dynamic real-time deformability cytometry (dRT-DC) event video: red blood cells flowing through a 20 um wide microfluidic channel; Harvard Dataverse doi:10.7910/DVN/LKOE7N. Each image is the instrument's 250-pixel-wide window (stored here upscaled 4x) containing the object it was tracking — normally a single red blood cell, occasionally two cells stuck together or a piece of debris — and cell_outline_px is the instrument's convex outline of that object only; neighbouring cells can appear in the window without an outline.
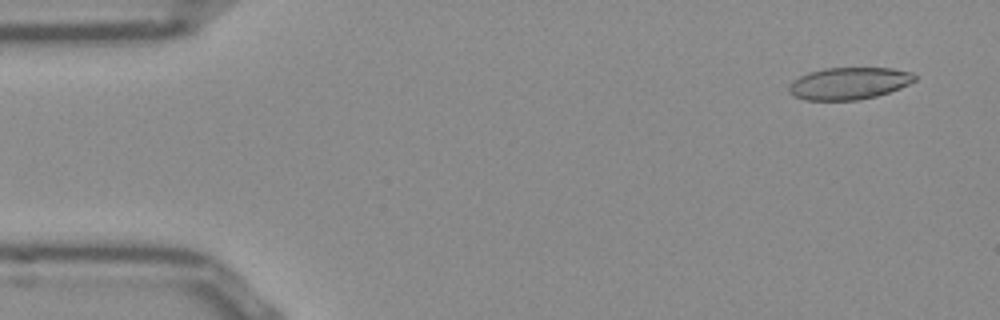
{"species": "Egyptian fruit bat (a non-hibernating species)", "species_latin": "Rousettus aegyptiacus", "temperature_condition": "room temperature", "stored_images_in_passage": 52, "camera_frame_rate_fps": 3000, "um_per_image_px": 0.085, "frame": {"image": 1, "passage_image": 3, "time_ms": 0.667, "image_size_px": [1000, 320], "cell_outline_px": [[916, 80], [900, 88], [876, 96], [860, 100], [804, 100], [792, 96], [788, 92], [788, 88], [792, 80], [808, 72], [824, 68], [892, 68], [912, 72], [916, 76]], "centroid_in_image_um": [72.13, 7.09], "position_along_channel_um": 12.9, "area_um2": 23.7}}
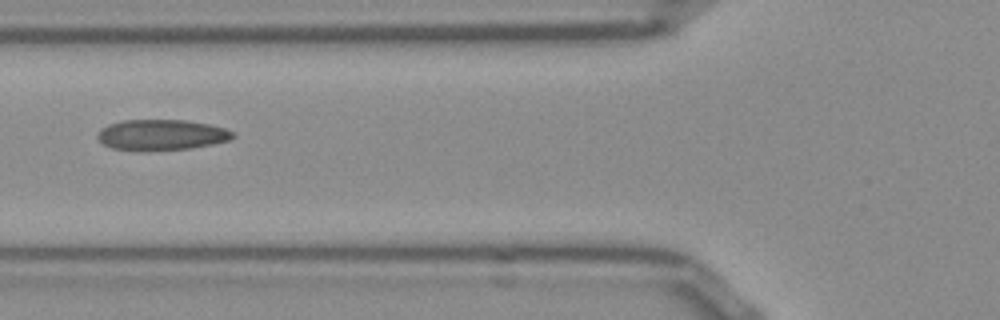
{"frame": {"image": 2, "passage_image": 19, "time_ms": 6.0, "image_size_px": [1000, 320], "cell_outline_px": [[236, 136], [228, 140], [212, 144], [188, 148], [144, 152], [140, 152], [112, 148], [104, 144], [96, 136], [96, 132], [100, 128], [108, 124], [124, 120], [184, 120], [208, 124], [224, 128], [232, 132]], "centroid_in_image_um": [13.65, 11.47], "position_along_channel_um": 112.1, "area_um2": 24.39}}
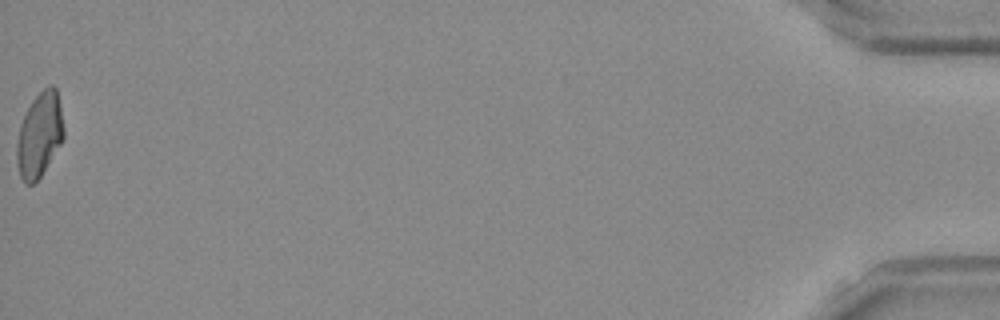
{"frame": {"image": 3, "passage_image": 52, "time_ms": 17.0, "image_size_px": [1000, 320], "cell_outline_px": [[64, 136], [60, 144], [40, 176], [32, 184], [24, 184], [20, 176], [16, 164], [16, 144], [20, 124], [32, 100], [48, 84], [52, 84], [56, 88], [64, 128]], "centroid_in_image_um": [3.33, 11.46], "position_along_channel_um": 431.9, "area_um2": 22.95}, "authors_computed_cell_mechanics": {"area_um2": 23.9003, "velocity_mm_per_s": 3.8652, "shape_relaxation_time_tau1_ms": null, "shape_relaxation_time_tau2_ms": 1.8113, "deformation_change_tau1": null, "deformation_change_tau2": 0.0943}}